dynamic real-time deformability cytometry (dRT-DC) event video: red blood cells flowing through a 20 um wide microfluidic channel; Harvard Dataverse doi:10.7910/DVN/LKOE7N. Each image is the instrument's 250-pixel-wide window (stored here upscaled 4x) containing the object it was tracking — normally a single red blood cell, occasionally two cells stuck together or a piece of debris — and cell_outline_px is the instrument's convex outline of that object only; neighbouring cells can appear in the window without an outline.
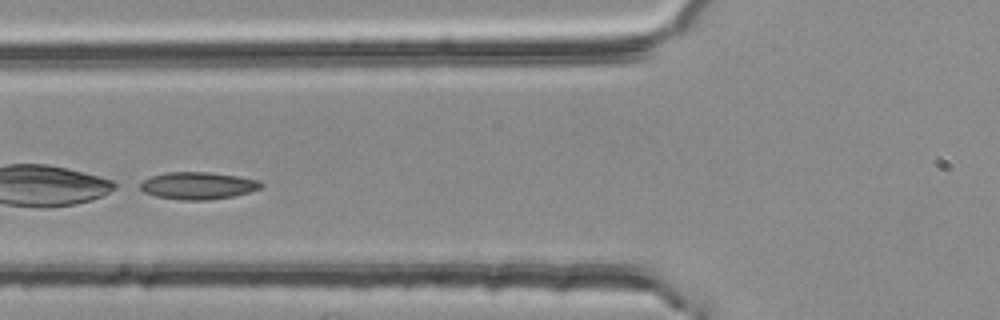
{"species": "common noctule bat (a hibernating species)", "species_latin": "Nyctalus noctula", "temperature_condition": "room temperature", "stored_images_in_passage": 4, "camera_frame_rate_fps": 3000, "um_per_image_px": 0.085, "animal": {"sex": "female", "body_mass_g": 25.1}, "frame": {"image": 1, "passage_image": 4, "time_ms": 1.0, "image_size_px": [1000, 320], "cell_outline_px": [[264, 184], [260, 188], [248, 192], [232, 196], [208, 200], [180, 200], [156, 196], [144, 192], [140, 188], [140, 184], [144, 180], [152, 176], [168, 172], [208, 172], [236, 176], [260, 180]], "centroid_in_image_um": [16.83, 15.78], "position_along_channel_um": 109.0, "area_um2": 19.02}}